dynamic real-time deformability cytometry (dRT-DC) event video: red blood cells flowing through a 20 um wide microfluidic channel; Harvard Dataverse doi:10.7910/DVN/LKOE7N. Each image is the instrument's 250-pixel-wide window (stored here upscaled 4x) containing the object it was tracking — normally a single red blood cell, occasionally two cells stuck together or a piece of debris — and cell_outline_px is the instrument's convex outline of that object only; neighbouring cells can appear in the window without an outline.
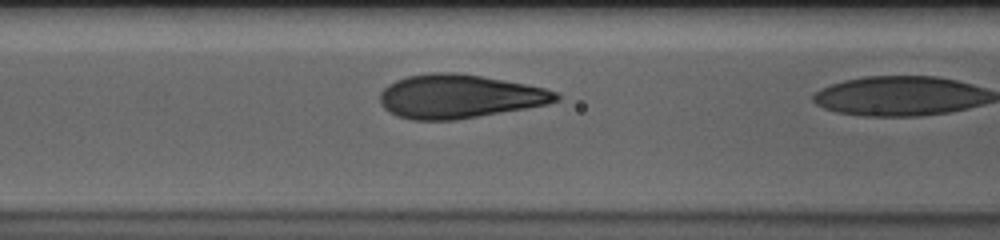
{"species": "human", "species_latin": "Homo sapiens", "temperature_condition": "cold", "stored_images_in_passage": 18, "camera_frame_rate_fps": 3000, "um_per_image_px": 0.085, "donor": {"sex": "male"}, "frame": {"image": 1, "passage_image": 17, "time_ms": 5.333, "image_size_px": [1000, 240], "cell_outline_px": [[560, 100], [548, 104], [456, 120], [412, 120], [396, 116], [388, 112], [380, 104], [380, 92], [388, 84], [396, 80], [408, 76], [432, 72], [452, 72], [480, 76], [524, 84], [544, 88], [556, 92], [560, 96]], "centroid_in_image_um": [38.99, 8.2], "position_along_channel_um": 127.6, "area_um2": 44.74}}